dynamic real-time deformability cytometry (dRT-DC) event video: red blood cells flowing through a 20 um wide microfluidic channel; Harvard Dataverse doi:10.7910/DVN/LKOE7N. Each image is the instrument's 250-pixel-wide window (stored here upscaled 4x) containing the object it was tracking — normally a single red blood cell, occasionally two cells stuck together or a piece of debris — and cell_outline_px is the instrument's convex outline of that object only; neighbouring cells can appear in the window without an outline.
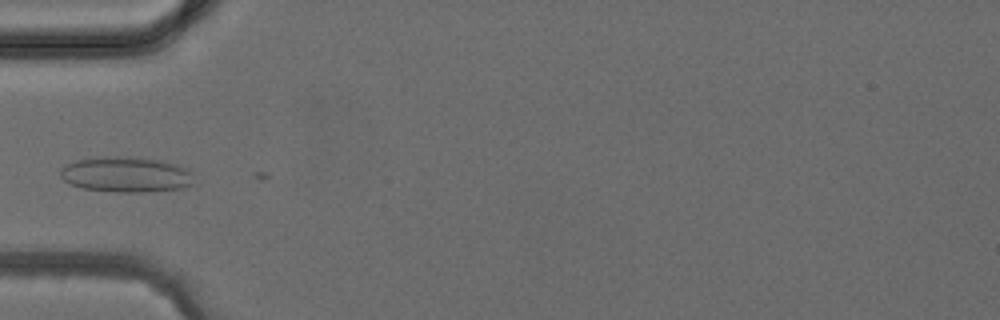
{"species": "common noctule bat (a hibernating species)", "species_latin": "Nyctalus noctula", "temperature_condition": "cold", "stored_images_in_passage": 3, "camera_frame_rate_fps": 3000, "um_per_image_px": 0.085, "animal": {"sex": "female", "body_mass_g": 24.6, "forearm_length_mm": 56.2}, "frame": {"image": 1, "passage_image": 3, "time_ms": 3.0, "image_size_px": [1000, 320], "cell_outline_px": [[192, 184], [180, 188], [148, 192], [120, 192], [84, 188], [72, 184], [64, 180], [60, 176], [60, 168], [76, 160], [104, 156], [136, 156], [160, 160], [176, 164], [188, 168]], "centroid_in_image_um": [10.7, 14.81], "position_along_channel_um": 74.3, "area_um2": 27.51}}